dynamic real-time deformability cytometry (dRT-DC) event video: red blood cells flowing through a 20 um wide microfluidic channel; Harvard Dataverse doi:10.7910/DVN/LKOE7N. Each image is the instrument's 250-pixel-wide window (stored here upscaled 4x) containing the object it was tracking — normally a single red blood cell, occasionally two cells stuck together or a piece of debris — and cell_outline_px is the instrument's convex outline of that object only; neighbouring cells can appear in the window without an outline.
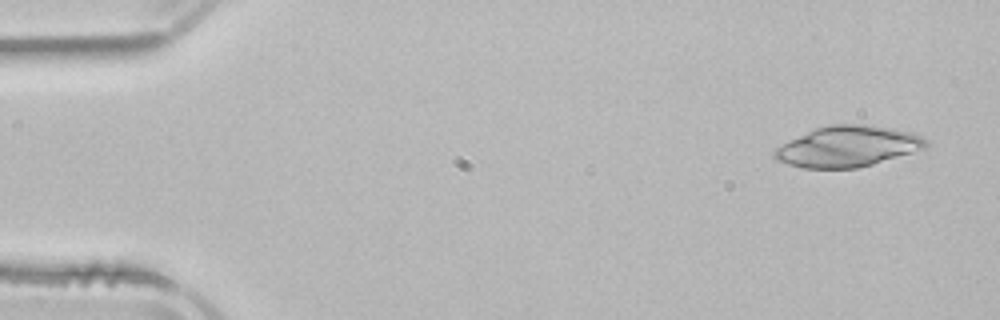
{"species": "common noctule bat (a hibernating species)", "species_latin": "Nyctalus noctula", "temperature_condition": "room temperature", "stored_images_in_passage": 3, "camera_frame_rate_fps": 3000, "um_per_image_px": 0.085, "animal": {"sex": "male", "body_mass_g": 21.5, "forearm_length_mm": 52.0}, "frame": {"image": 1, "passage_image": 3, "time_ms": 3.0, "image_size_px": [1000, 320], "cell_outline_px": [[928, 144], [924, 148], [912, 152], [872, 164], [856, 168], [804, 168], [788, 164], [776, 160], [772, 156], [772, 152], [776, 148], [788, 140], [816, 128], [832, 124], [864, 124], [912, 132], [920, 136]], "centroid_in_image_um": [72.0, 12.45], "position_along_channel_um": 13.0, "area_um2": 35.6}}